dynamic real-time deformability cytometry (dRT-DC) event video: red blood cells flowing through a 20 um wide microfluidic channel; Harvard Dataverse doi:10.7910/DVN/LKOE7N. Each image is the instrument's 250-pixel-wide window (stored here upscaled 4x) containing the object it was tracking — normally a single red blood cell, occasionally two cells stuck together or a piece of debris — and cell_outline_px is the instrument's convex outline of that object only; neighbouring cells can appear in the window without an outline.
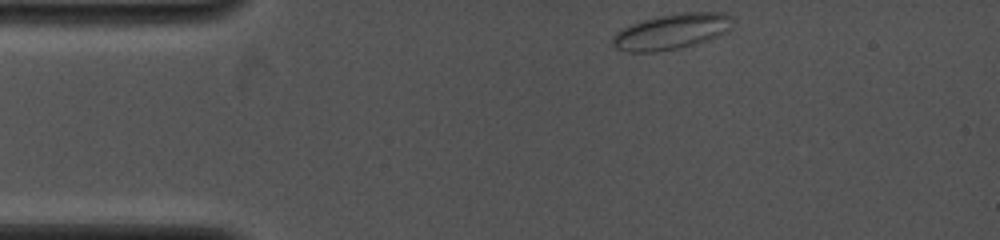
{"species": "common noctule bat (a hibernating species)", "species_latin": "Nyctalus noctula", "temperature_condition": "cold", "stored_images_in_passage": 27, "camera_frame_rate_fps": 4000, "um_per_image_px": 0.085, "animal": {"sex": "female", "body_mass_g": 19.0, "forearm_length_mm": 53.3}, "frame": {"image": 1, "passage_image": 1, "time_ms": 0.0, "image_size_px": [1000, 240], "cell_outline_px": [[732, 28], [728, 32], [708, 40], [680, 48], [656, 52], [624, 52], [616, 48], [612, 44], [612, 36], [616, 32], [632, 24], [644, 20], [660, 16], [680, 12], [728, 12], [732, 16]], "centroid_in_image_um": [57.12, 2.68], "position_along_channel_um": 27.9, "area_um2": 25.09}}
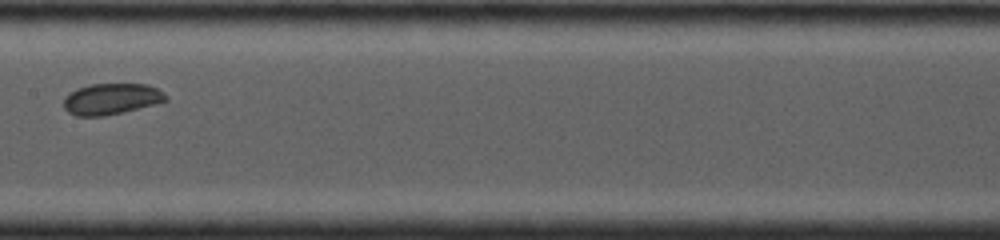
{"frame": {"image": 2, "passage_image": 11, "time_ms": 5.25, "image_size_px": [1000, 240], "cell_outline_px": [[168, 100], [124, 112], [104, 116], [76, 116], [68, 112], [64, 108], [64, 96], [76, 88], [88, 84], [148, 84], [164, 92], [168, 96]], "centroid_in_image_um": [9.44, 8.4], "position_along_channel_um": 198.0, "area_um2": 18.67}}
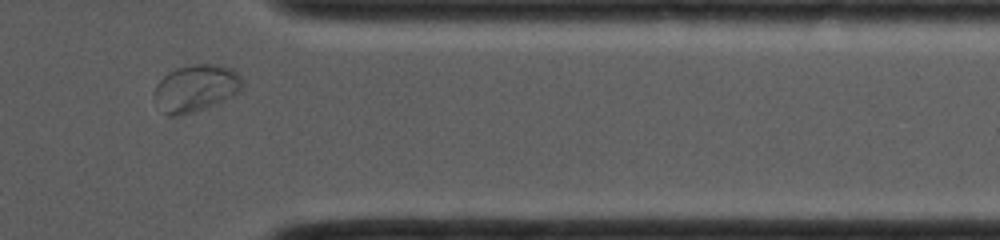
{"frame": {"image": 3, "passage_image": 24, "time_ms": 10.0, "image_size_px": [1000, 240], "cell_outline_px": [[244, 88], [240, 92], [232, 96], [192, 112], [180, 116], [168, 116], [160, 112], [152, 96], [152, 92], [156, 84], [168, 72], [176, 68], [192, 64], [212, 64], [232, 68], [244, 80]], "centroid_in_image_um": [16.6, 7.49], "position_along_channel_um": 394.8, "area_um2": 24.45}}